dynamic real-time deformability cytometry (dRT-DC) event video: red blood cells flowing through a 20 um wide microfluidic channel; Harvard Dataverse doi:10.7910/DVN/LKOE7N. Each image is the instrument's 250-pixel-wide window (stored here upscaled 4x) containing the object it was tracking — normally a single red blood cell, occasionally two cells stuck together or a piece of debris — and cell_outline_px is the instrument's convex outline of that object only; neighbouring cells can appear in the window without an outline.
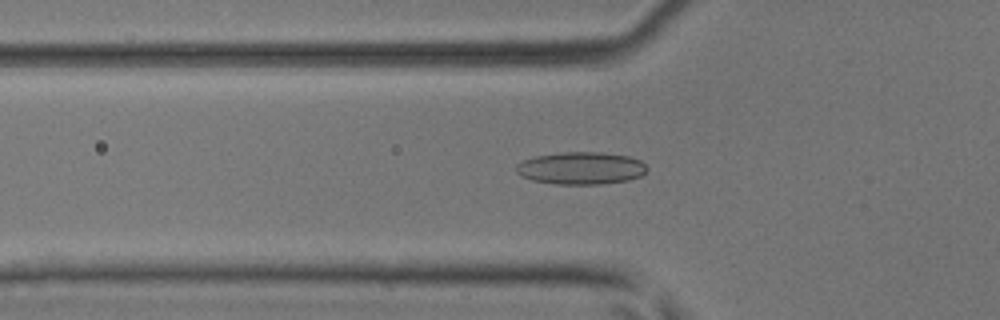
{"species": "common noctule bat (a hibernating species)", "species_latin": "Nyctalus noctula", "temperature_condition": "room temperature", "stored_images_in_passage": 40, "camera_frame_rate_fps": 3000, "um_per_image_px": 0.085, "animal": {"sex": "male", "body_mass_g": 17.9, "forearm_length_mm": 54.2}, "frame": {"image": 1, "passage_image": 8, "time_ms": 2.333, "image_size_px": [1000, 320], "cell_outline_px": [[648, 168], [640, 176], [628, 180], [600, 184], [556, 184], [532, 180], [520, 176], [516, 172], [516, 164], [524, 160], [536, 156], [560, 152], [600, 152], [628, 156], [640, 160]], "centroid_in_image_um": [49.36, 14.29], "position_along_channel_um": 76.4, "area_um2": 24.68}}
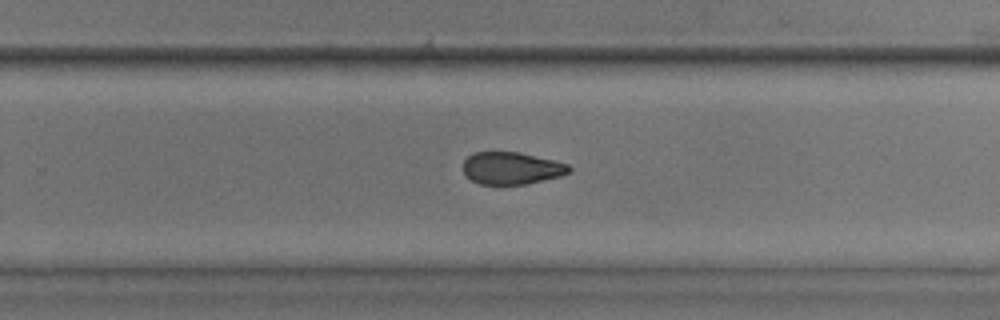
{"frame": {"image": 2, "passage_image": 23, "time_ms": 7.333, "image_size_px": [1000, 320], "cell_outline_px": [[572, 168], [568, 172], [560, 176], [524, 184], [480, 184], [472, 180], [464, 172], [464, 160], [472, 152], [516, 152], [552, 160], [568, 164]], "centroid_in_image_um": [43.46, 14.29], "position_along_channel_um": 286.3, "area_um2": 19.54}}
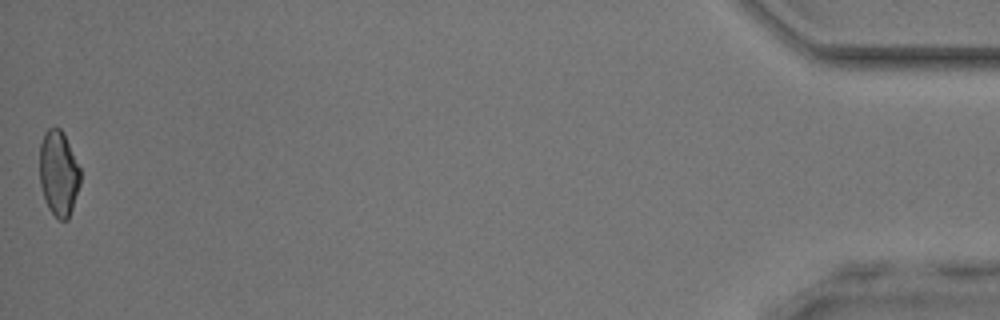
{"frame": {"image": 3, "passage_image": 40, "time_ms": 13.0, "image_size_px": [1000, 320], "cell_outline_px": [[80, 184], [68, 220], [60, 220], [48, 208], [40, 184], [40, 144], [44, 132], [48, 128], [60, 128], [64, 132], [80, 168]], "centroid_in_image_um": [4.98, 14.7], "position_along_channel_um": 430.2, "area_um2": 20.17}, "authors_computed_cell_mechanics": {"area_um2": 21.097, "velocity_mm_per_s": 4.2038, "shape_relaxation_time_tau1_ms": null, "shape_relaxation_time_tau2_ms": 2.8023, "deformation_change_tau1": null, "deformation_change_tau2": 0.1008}}